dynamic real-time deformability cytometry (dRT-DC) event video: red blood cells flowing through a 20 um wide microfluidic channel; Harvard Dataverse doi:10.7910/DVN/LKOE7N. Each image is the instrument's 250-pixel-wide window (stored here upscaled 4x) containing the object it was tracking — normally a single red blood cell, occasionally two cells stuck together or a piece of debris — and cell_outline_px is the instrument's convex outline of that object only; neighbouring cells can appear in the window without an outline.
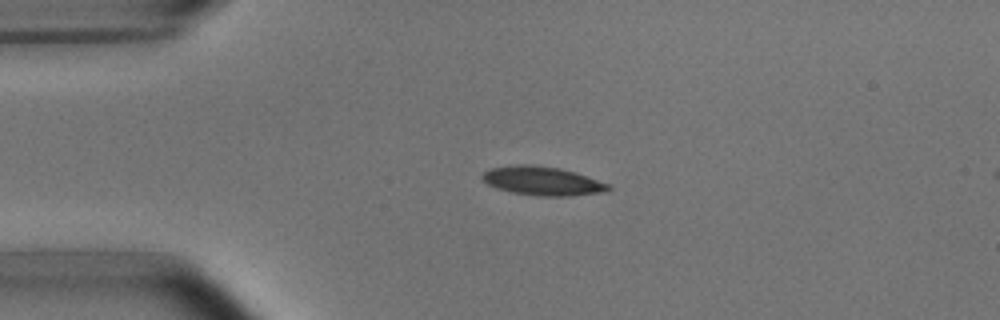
{"species": "common noctule bat (a hibernating species)", "species_latin": "Nyctalus noctula", "temperature_condition": "room temperature", "stored_images_in_passage": 3, "camera_frame_rate_fps": 3000, "um_per_image_px": 0.085, "animal": {"sex": "male", "body_mass_g": 15.6}, "frame": {"image": 1, "passage_image": 2, "time_ms": 1.333, "image_size_px": [1000, 320], "cell_outline_px": [[612, 188], [600, 192], [568, 196], [540, 196], [512, 192], [496, 188], [488, 184], [480, 176], [484, 172], [492, 168], [520, 164], [528, 164], [560, 168], [576, 172], [612, 184]], "centroid_in_image_um": [46.14, 15.37], "position_along_channel_um": 38.9, "area_um2": 21.1}}